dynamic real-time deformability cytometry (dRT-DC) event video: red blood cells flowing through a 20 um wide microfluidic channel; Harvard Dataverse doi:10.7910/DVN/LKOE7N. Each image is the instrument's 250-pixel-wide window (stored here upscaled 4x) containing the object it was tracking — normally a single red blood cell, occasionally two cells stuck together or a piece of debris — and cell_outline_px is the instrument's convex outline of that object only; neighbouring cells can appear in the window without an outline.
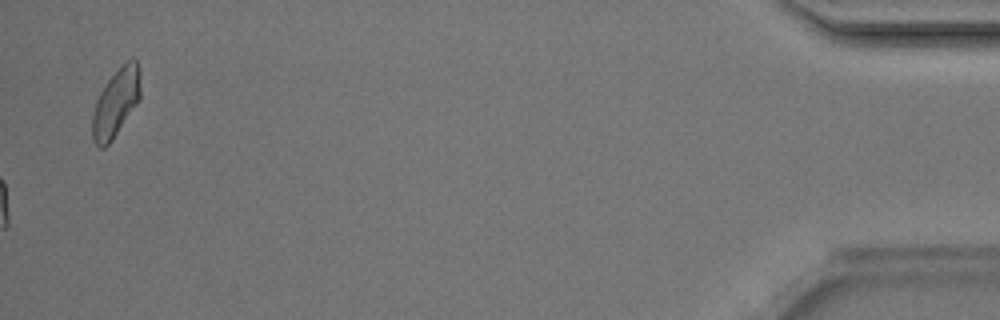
{"species": "Egyptian fruit bat (a non-hibernating species)", "species_latin": "Rousettus aegyptiacus", "temperature_condition": "room temperature", "stored_images_in_passage": 50, "camera_frame_rate_fps": 3000, "um_per_image_px": 0.085, "animal": {"sex": "male"}, "frame": {"image": 1, "passage_image": 50, "time_ms": 16.333, "image_size_px": [1000, 320], "cell_outline_px": [[140, 100], [112, 140], [104, 148], [100, 148], [92, 140], [92, 116], [96, 100], [104, 84], [132, 56], [136, 60], [140, 68]], "centroid_in_image_um": [9.86, 8.74], "position_along_channel_um": 425.3, "area_um2": 19.07}, "authors_computed_cell_mechanics": {"area_um2": 19.7676, "velocity_mm_per_s": 4.1981, "shape_relaxation_time_tau1_ms": 9.0023, "shape_relaxation_time_tau2_ms": 2.1595, "deformation_change_tau1": 0.1804, "deformation_change_tau2": 0.0663}}